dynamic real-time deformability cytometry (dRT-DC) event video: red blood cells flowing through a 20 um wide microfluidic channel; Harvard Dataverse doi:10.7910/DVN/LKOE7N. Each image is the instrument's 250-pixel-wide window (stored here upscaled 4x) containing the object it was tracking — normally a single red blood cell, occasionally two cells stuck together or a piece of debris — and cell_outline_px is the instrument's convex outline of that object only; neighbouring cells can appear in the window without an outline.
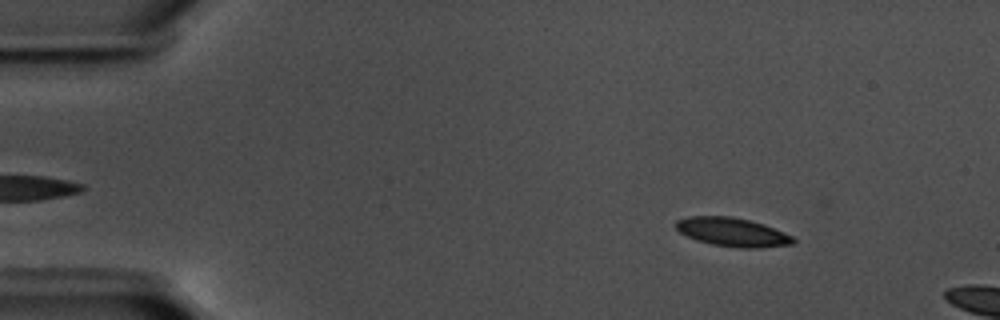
{"species": "common noctule bat (a hibernating species)", "species_latin": "Nyctalus noctula", "temperature_condition": "warm", "stored_images_in_passage": 13, "camera_frame_rate_fps": 3000, "um_per_image_px": 0.085, "animal": {"sex": "male", "body_mass_g": 17.5, "forearm_length_mm": 52.3}, "frame": {"image": 1, "passage_image": 8, "time_ms": 2.333, "image_size_px": [1000, 320], "cell_outline_px": [[796, 240], [792, 244], [756, 248], [740, 248], [712, 244], [696, 240], [680, 232], [676, 228], [676, 220], [688, 216], [732, 216], [764, 224], [784, 232], [792, 236]], "centroid_in_image_um": [62.25, 19.72], "position_along_channel_um": 22.8, "area_um2": 19.54}}